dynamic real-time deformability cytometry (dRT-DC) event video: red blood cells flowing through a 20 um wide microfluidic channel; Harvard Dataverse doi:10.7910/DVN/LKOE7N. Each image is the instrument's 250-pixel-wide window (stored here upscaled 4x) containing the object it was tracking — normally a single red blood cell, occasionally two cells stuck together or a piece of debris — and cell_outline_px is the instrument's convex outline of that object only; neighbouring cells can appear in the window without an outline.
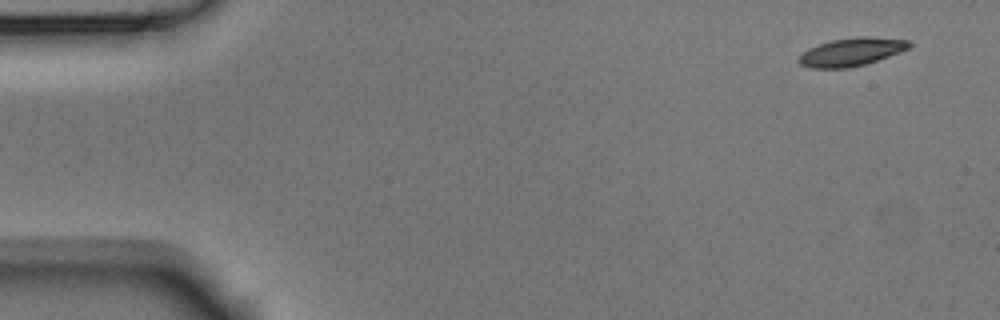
{"species": "Egyptian fruit bat (a non-hibernating species)", "species_latin": "Rousettus aegyptiacus", "temperature_condition": "room temperature", "stored_images_in_passage": 4, "camera_frame_rate_fps": 3000, "um_per_image_px": 0.085, "animal": {"sex": "male"}, "frame": {"image": 1, "passage_image": 1, "time_ms": 0.0, "image_size_px": [1000, 320], "cell_outline_px": [[912, 44], [908, 48], [900, 52], [864, 64], [848, 68], [812, 68], [800, 64], [796, 60], [808, 48], [832, 40], [856, 36], [868, 36], [908, 40]], "centroid_in_image_um": [72.36, 4.4], "position_along_channel_um": 12.6, "area_um2": 17.92}}
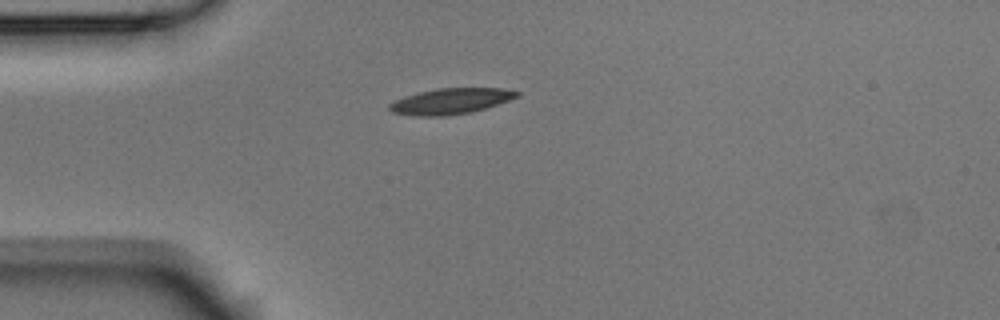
{"frame": {"image": 2, "passage_image": 4, "time_ms": 1.0, "image_size_px": [1000, 320], "cell_outline_px": [[520, 96], [472, 112], [444, 116], [416, 116], [392, 112], [388, 108], [388, 104], [404, 96], [436, 88], [504, 88], [520, 92]], "centroid_in_image_um": [38.29, 8.6], "position_along_channel_um": 46.7, "area_um2": 19.07}}